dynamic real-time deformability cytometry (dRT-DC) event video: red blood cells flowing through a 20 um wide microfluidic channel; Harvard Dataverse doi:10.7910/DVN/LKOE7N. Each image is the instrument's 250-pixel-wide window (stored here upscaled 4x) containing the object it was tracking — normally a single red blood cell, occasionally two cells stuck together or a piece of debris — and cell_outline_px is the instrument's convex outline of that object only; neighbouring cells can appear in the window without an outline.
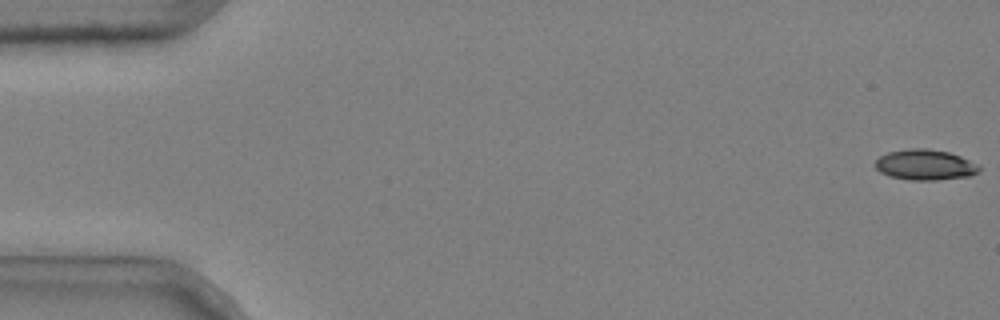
{"species": "common noctule bat (a hibernating species)", "species_latin": "Nyctalus noctula", "temperature_condition": "cold", "stored_images_in_passage": 52, "camera_frame_rate_fps": 3000, "um_per_image_px": 0.085, "animal": {"sex": "male", "body_mass_g": 20.4}, "frame": {"image": 1, "passage_image": 1, "time_ms": 0.0, "image_size_px": [1000, 320], "cell_outline_px": [[980, 172], [968, 176], [936, 180], [912, 180], [888, 176], [880, 172], [876, 168], [876, 160], [880, 156], [888, 152], [912, 148], [928, 148], [948, 152], [960, 156], [976, 164], [980, 168]], "centroid_in_image_um": [78.62, 14.01], "position_along_channel_um": 6.4, "area_um2": 18.38}}
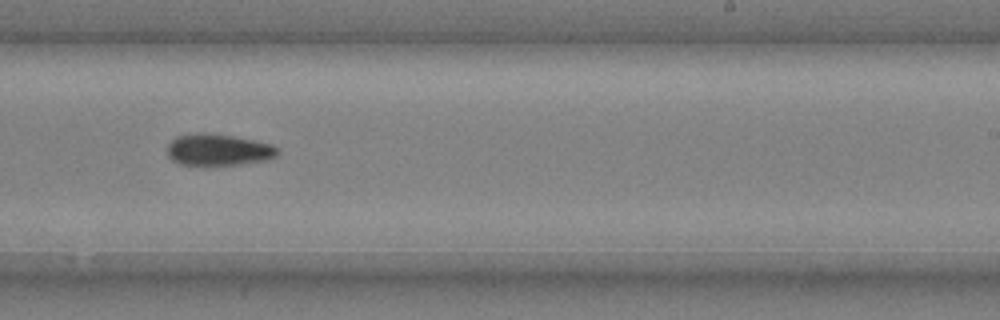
{"frame": {"image": 2, "passage_image": 34, "time_ms": 11.0, "image_size_px": [1000, 320], "cell_outline_px": [[280, 152], [276, 156], [264, 160], [236, 164], [204, 168], [180, 164], [172, 160], [168, 156], [168, 144], [176, 136], [200, 132], [232, 136], [272, 144]], "centroid_in_image_um": [18.5, 12.77], "position_along_channel_um": 270.5, "area_um2": 20.69}}
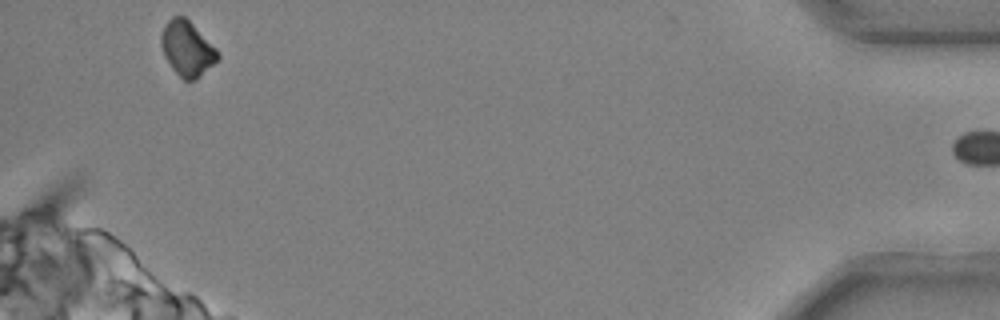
{"frame": {"image": 3, "passage_image": 51, "time_ms": 16.667, "image_size_px": [1000, 320], "cell_outline_px": [[220, 56], [196, 80], [184, 80], [172, 68], [164, 56], [160, 44], [160, 36], [164, 24], [172, 16], [184, 16], [216, 48]], "centroid_in_image_um": [15.87, 4.12], "position_along_channel_um": 419.3, "area_um2": 17.86}}